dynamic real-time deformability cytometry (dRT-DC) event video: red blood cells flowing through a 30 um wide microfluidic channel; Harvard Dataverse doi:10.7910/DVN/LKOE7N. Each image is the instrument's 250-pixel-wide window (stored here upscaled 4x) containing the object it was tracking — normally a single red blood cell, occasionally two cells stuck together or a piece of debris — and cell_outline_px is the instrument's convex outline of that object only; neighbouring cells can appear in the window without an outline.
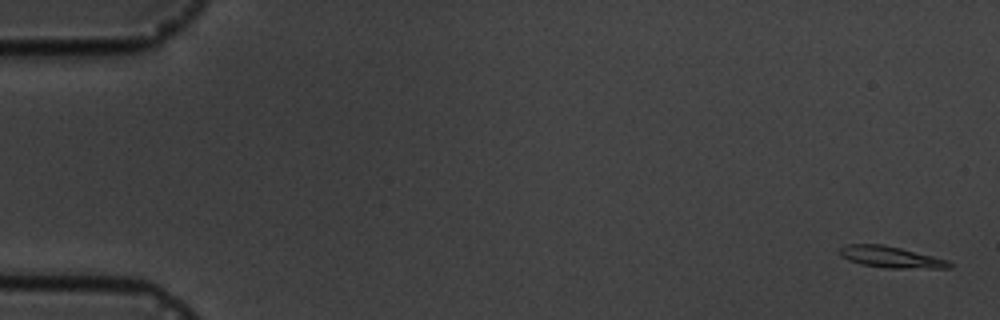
{"species": "common noctule bat (a hibernating species)", "species_latin": "Nyctalus noctula", "temperature_condition": "cold", "stored_images_in_passage": 7, "camera_frame_rate_fps": 3000, "um_per_image_px": 0.085, "animal": {"sex": "male", "body_mass_g": 19.5, "forearm_length_mm": 54.6}, "frame": {"image": 1, "passage_image": 1, "time_ms": 0.0, "image_size_px": [1000, 320], "cell_outline_px": [[952, 268], [884, 268], [860, 264], [848, 260], [840, 256], [840, 248], [848, 244], [880, 244], [900, 248], [948, 260], [952, 264]], "centroid_in_image_um": [75.7, 21.86], "position_along_channel_um": 9.3, "area_um2": 13.58}}
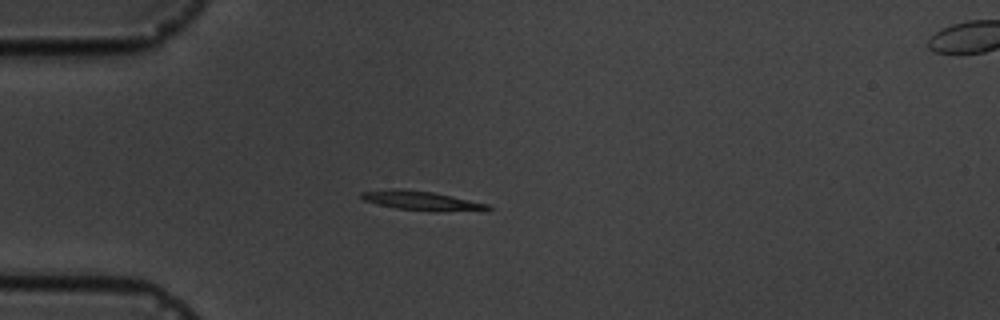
{"frame": {"image": 2, "passage_image": 5, "time_ms": 4.667, "image_size_px": [1000, 320], "cell_outline_px": [[492, 208], [484, 212], [428, 212], [396, 208], [376, 204], [364, 200], [360, 196], [360, 192], [396, 188], [432, 192], [452, 196], [488, 204]], "centroid_in_image_um": [35.93, 17.1], "position_along_channel_um": 49.1, "area_um2": 14.62}}
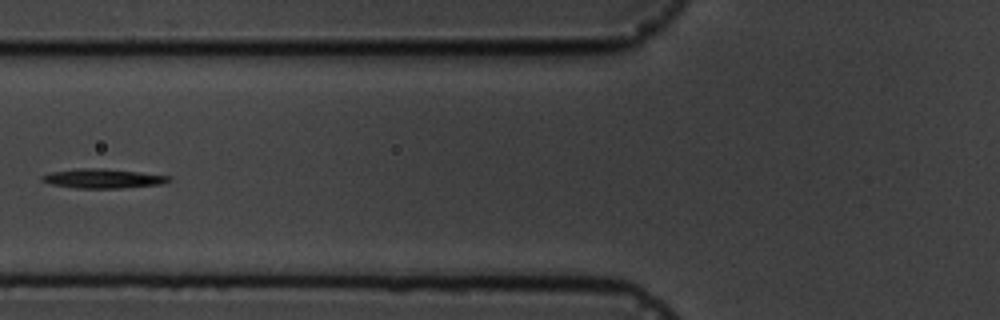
{"frame": {"image": 3, "passage_image": 7, "time_ms": 7.0, "image_size_px": [1000, 320], "cell_outline_px": [[172, 180], [160, 184], [120, 188], [76, 188], [52, 184], [40, 180], [40, 176], [52, 172], [76, 168], [104, 168], [140, 172], [172, 176]], "centroid_in_image_um": [8.75, 15.16], "position_along_channel_um": 117.0, "area_um2": 14.33}}